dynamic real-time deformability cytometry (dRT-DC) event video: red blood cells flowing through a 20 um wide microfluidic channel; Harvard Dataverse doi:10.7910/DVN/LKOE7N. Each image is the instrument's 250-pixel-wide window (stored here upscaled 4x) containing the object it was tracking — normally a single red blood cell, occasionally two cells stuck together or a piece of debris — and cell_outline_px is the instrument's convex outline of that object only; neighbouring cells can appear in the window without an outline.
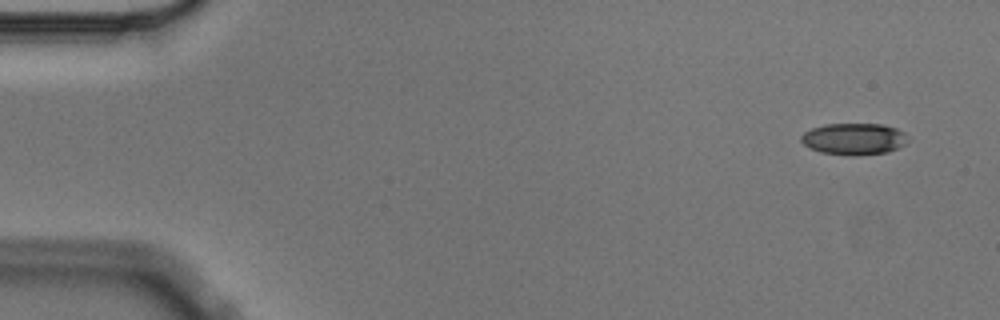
{"species": "Egyptian fruit bat (a non-hibernating species)", "species_latin": "Rousettus aegyptiacus", "temperature_condition": "cold", "stored_images_in_passage": 4, "camera_frame_rate_fps": 3000, "um_per_image_px": 0.085, "animal": {"sex": "male"}, "frame": {"image": 1, "passage_image": 1, "time_ms": 0.0, "image_size_px": [1000, 320], "cell_outline_px": [[912, 140], [888, 152], [856, 156], [820, 152], [804, 144], [800, 140], [800, 136], [804, 132], [812, 128], [824, 124], [884, 124], [896, 128], [904, 132]], "centroid_in_image_um": [72.62, 11.8], "position_along_channel_um": 12.4, "area_um2": 19.83}}
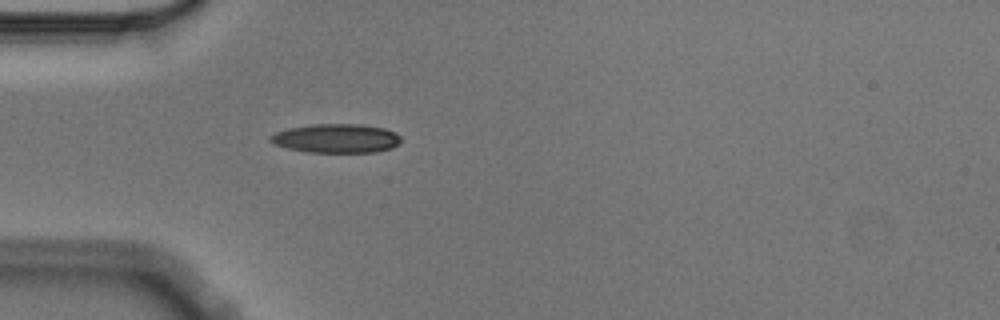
{"frame": {"image": 2, "passage_image": 4, "time_ms": 1.0, "image_size_px": [1000, 320], "cell_outline_px": [[400, 144], [392, 148], [376, 152], [308, 152], [288, 148], [276, 144], [268, 140], [268, 136], [276, 132], [288, 128], [312, 124], [360, 124], [384, 128], [396, 132], [400, 136]], "centroid_in_image_um": [28.6, 11.76], "position_along_channel_um": 56.4, "area_um2": 22.14}}